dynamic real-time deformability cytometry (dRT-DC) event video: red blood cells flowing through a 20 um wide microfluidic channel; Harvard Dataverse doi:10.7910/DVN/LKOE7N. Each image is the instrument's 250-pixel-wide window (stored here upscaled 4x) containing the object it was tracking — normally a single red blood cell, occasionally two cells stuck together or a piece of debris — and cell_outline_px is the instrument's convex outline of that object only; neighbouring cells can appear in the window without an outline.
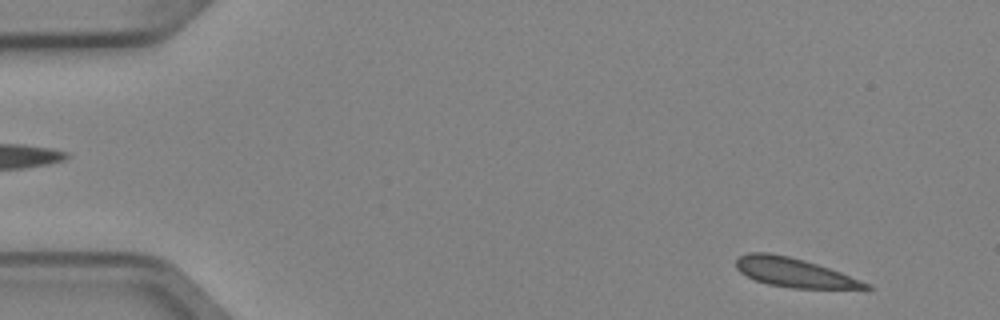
{"species": "Egyptian fruit bat (a non-hibernating species)", "species_latin": "Rousettus aegyptiacus", "temperature_condition": "cold", "stored_images_in_passage": 2, "camera_frame_rate_fps": 3000, "um_per_image_px": 0.085, "animal": {"sex": "female"}, "frame": {"image": 1, "passage_image": 2, "time_ms": 0.333, "image_size_px": [1000, 320], "cell_outline_px": [[872, 288], [792, 288], [768, 284], [756, 280], [740, 272], [736, 268], [736, 260], [740, 256], [748, 252], [768, 252], [788, 256], [804, 260], [840, 272], [872, 284]], "centroid_in_image_um": [67.48, 23.16], "position_along_channel_um": 17.5, "area_um2": 21.68}}